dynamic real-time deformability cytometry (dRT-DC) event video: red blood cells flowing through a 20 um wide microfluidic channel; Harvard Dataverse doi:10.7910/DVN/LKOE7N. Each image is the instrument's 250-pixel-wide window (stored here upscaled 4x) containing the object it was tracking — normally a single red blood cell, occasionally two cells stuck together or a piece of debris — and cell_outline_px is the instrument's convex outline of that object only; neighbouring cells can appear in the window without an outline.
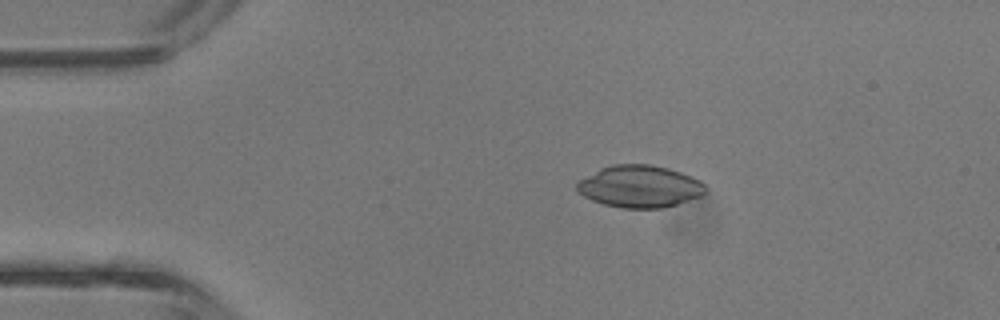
{"species": "common noctule bat (a hibernating species)", "species_latin": "Nyctalus noctula", "temperature_condition": "room temperature", "stored_images_in_passage": 4, "camera_frame_rate_fps": 3000, "um_per_image_px": 0.085, "animal": {"sex": "male", "body_mass_g": 13.3}, "frame": {"image": 1, "passage_image": 3, "time_ms": 0.667, "image_size_px": [1000, 320], "cell_outline_px": [[708, 192], [700, 196], [664, 208], [620, 208], [604, 204], [592, 200], [576, 192], [576, 184], [580, 180], [600, 168], [612, 164], [648, 164], [668, 168], [680, 172], [700, 180], [708, 188]], "centroid_in_image_um": [54.38, 15.85], "position_along_channel_um": 30.6, "area_um2": 31.62}}